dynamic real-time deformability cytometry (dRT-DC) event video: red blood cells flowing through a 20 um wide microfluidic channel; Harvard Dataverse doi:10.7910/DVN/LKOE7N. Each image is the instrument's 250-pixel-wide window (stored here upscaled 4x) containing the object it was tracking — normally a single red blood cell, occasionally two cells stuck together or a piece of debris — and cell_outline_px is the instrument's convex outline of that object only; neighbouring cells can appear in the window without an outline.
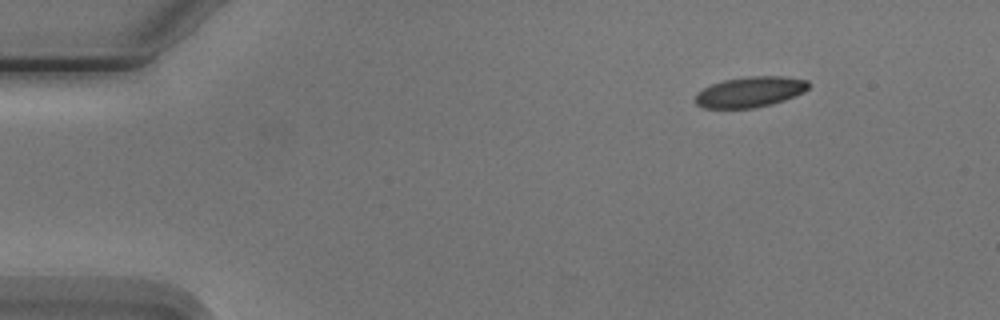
{"species": "Egyptian fruit bat (a non-hibernating species)", "species_latin": "Rousettus aegyptiacus", "temperature_condition": "cold", "stored_images_in_passage": 4, "camera_frame_rate_fps": 3000, "um_per_image_px": 0.085, "animal": {"sex": "male"}, "frame": {"image": 1, "passage_image": 1, "time_ms": 0.0, "image_size_px": [1000, 320], "cell_outline_px": [[808, 88], [804, 92], [796, 96], [772, 104], [752, 108], [704, 108], [696, 104], [692, 100], [696, 92], [712, 84], [724, 80], [748, 76], [784, 76], [808, 80]], "centroid_in_image_um": [63.73, 7.81], "position_along_channel_um": 21.3, "area_um2": 20.35}}